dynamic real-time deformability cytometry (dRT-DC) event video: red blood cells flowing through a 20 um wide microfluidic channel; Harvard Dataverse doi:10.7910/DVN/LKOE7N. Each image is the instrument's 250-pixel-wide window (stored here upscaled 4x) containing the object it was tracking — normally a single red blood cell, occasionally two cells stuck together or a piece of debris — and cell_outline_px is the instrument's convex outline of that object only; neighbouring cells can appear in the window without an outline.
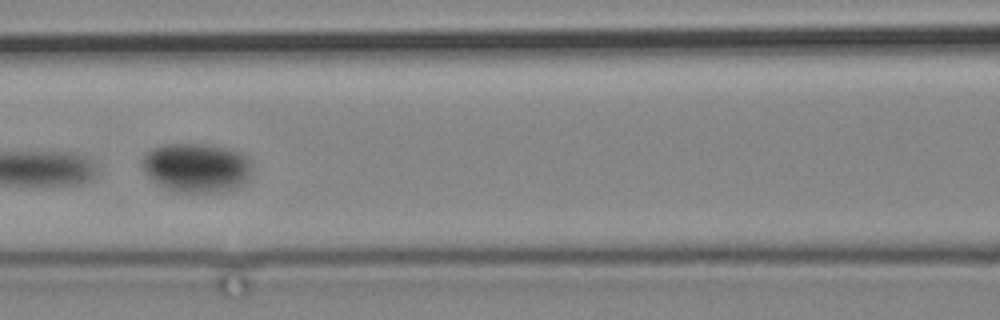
{"species": "common noctule bat (a hibernating species)", "species_latin": "Nyctalus noctula", "temperature_condition": "cold", "stored_images_in_passage": 5, "camera_frame_rate_fps": 3000, "um_per_image_px": 0.085, "animal": {"sex": "male", "body_mass_g": 19.2, "forearm_length_mm": 51.8}, "frame": {"image": 1, "passage_image": 4, "time_ms": 4.333, "image_size_px": [1000, 320], "cell_outline_px": [[252, 168], [244, 184], [240, 188], [224, 192], [172, 192], [156, 184], [144, 172], [140, 164], [140, 160], [144, 152], [152, 148], [168, 144], [208, 144], [228, 148], [240, 152], [252, 164]], "centroid_in_image_um": [16.66, 14.27], "position_along_channel_um": 149.9, "area_um2": 32.19}}